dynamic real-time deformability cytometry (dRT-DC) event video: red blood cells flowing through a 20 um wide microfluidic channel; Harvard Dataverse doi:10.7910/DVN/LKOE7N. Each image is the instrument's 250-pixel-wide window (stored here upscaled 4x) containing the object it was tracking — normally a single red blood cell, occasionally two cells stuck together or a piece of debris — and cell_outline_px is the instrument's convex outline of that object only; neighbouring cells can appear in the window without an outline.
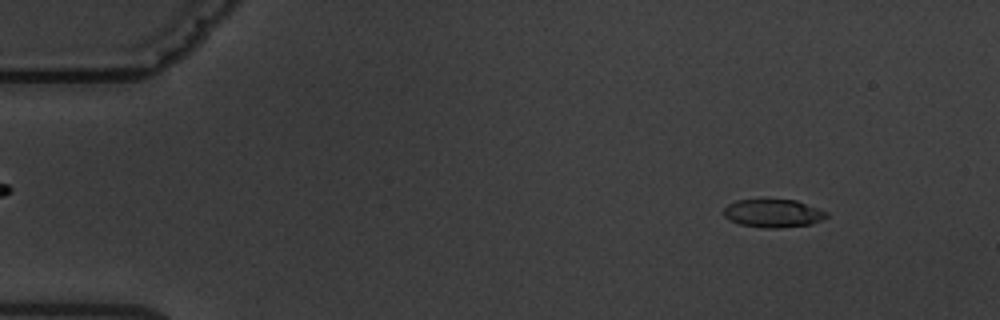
{"species": "common noctule bat (a hibernating species)", "species_latin": "Nyctalus noctula", "temperature_condition": "warm", "stored_images_in_passage": 3, "camera_frame_rate_fps": 3000, "um_per_image_px": 0.085, "animal": {"sex": "male", "body_mass_g": 19.5, "forearm_length_mm": 54.6}, "frame": {"image": 1, "passage_image": 1, "time_ms": 0.0, "image_size_px": [1000, 320], "cell_outline_px": [[828, 216], [812, 224], [780, 228], [764, 228], [740, 224], [728, 220], [724, 216], [724, 208], [728, 204], [736, 200], [796, 200], [828, 212]], "centroid_in_image_um": [65.7, 18.14], "position_along_channel_um": 19.3, "area_um2": 16.82}}
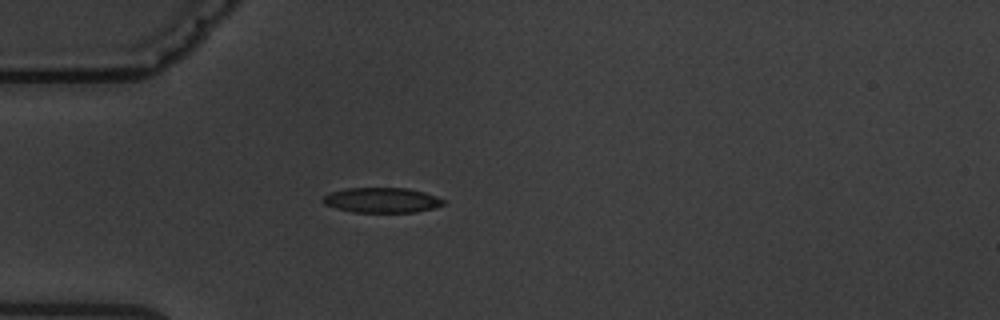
{"frame": {"image": 2, "passage_image": 3, "time_ms": 3.333, "image_size_px": [1000, 320], "cell_outline_px": [[444, 204], [432, 208], [416, 212], [352, 212], [336, 208], [324, 204], [320, 200], [324, 196], [332, 192], [344, 188], [408, 188], [424, 192], [436, 196], [444, 200]], "centroid_in_image_um": [32.43, 17.01], "position_along_channel_um": 52.6, "area_um2": 17.57}}